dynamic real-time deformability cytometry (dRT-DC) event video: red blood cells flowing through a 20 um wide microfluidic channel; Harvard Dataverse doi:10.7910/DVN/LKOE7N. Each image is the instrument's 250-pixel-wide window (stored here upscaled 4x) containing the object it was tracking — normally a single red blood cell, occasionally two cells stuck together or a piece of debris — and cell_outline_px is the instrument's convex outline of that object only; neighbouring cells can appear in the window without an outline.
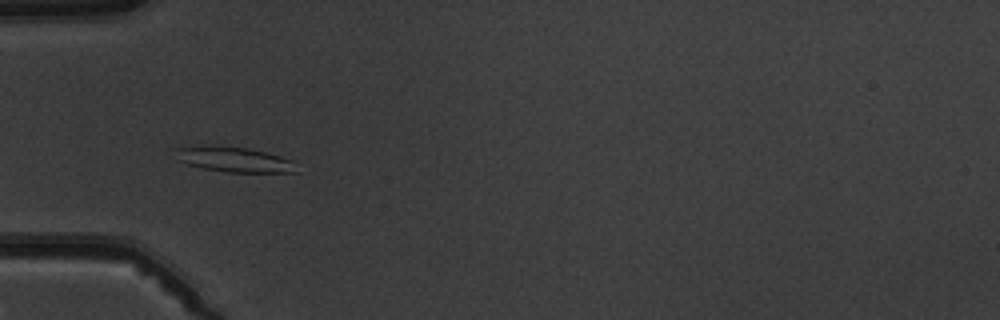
{"species": "common noctule bat (a hibernating species)", "species_latin": "Nyctalus noctula", "temperature_condition": "warm", "stored_images_in_passage": 10, "camera_frame_rate_fps": 3000, "um_per_image_px": 0.085, "animal": {"sex": "male", "body_mass_g": 19.5, "forearm_length_mm": 54.6}, "frame": {"image": 1, "passage_image": 6, "time_ms": 5.667, "image_size_px": [1000, 320], "cell_outline_px": [[300, 172], [228, 172], [200, 168], [176, 160], [176, 148], [200, 144], [248, 148], [280, 156], [292, 160]], "centroid_in_image_um": [19.85, 13.55], "position_along_channel_um": 65.1, "area_um2": 17.92}}
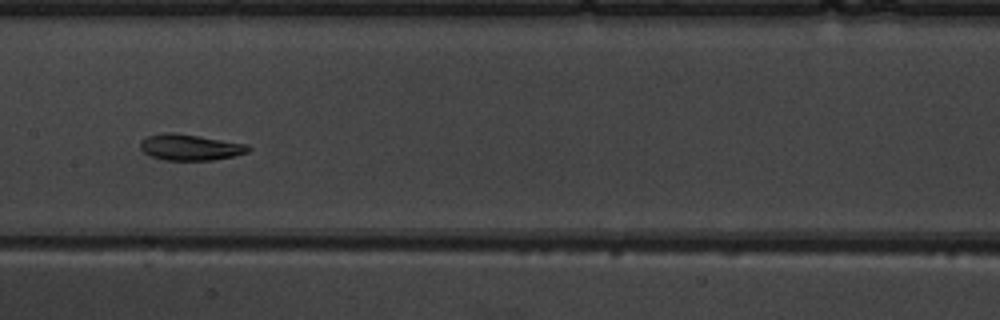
{"frame": {"image": 2, "passage_image": 9, "time_ms": 9.0, "image_size_px": [1000, 320], "cell_outline_px": [[252, 148], [248, 152], [232, 156], [212, 160], [164, 160], [148, 156], [140, 148], [140, 140], [148, 136], [164, 132], [176, 132], [248, 144]], "centroid_in_image_um": [16.14, 12.51], "position_along_channel_um": 191.3, "area_um2": 16.59}}
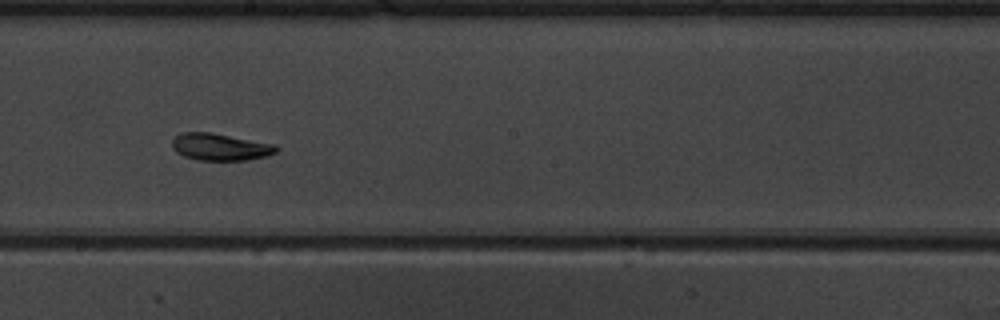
{"frame": {"image": 3, "passage_image": 10, "time_ms": 10.0, "image_size_px": [1000, 320], "cell_outline_px": [[280, 148], [276, 152], [268, 156], [248, 160], [196, 160], [184, 156], [176, 152], [172, 148], [172, 140], [180, 132], [212, 132], [276, 144]], "centroid_in_image_um": [18.74, 12.48], "position_along_channel_um": 229.5, "area_um2": 16.7}}